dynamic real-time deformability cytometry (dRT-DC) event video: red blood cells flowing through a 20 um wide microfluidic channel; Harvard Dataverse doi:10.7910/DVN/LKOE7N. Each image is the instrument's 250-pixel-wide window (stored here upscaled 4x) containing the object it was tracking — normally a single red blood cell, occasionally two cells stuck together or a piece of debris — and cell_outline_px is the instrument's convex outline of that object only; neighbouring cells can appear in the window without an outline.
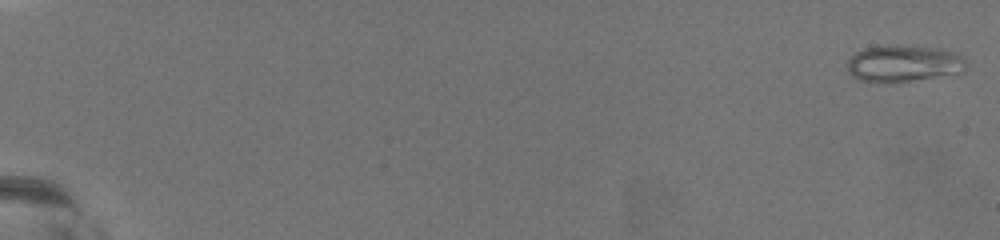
{"species": "common noctule bat (a hibernating species)", "species_latin": "Nyctalus noctula", "temperature_condition": "warm", "stored_images_in_passage": 45, "camera_frame_rate_fps": 3000, "um_per_image_px": 0.085, "animal": {"sex": "female", "body_mass_g": 19.5, "forearm_length_mm": 54.1}, "frame": {"image": 1, "passage_image": 1, "time_ms": 0.0, "image_size_px": [1000, 240], "cell_outline_px": [[964, 72], [908, 80], [860, 80], [852, 76], [848, 72], [848, 60], [856, 52], [864, 48], [884, 44], [896, 44], [940, 48], [964, 56]], "centroid_in_image_um": [76.8, 5.33], "position_along_channel_um": 8.2, "area_um2": 24.91}}
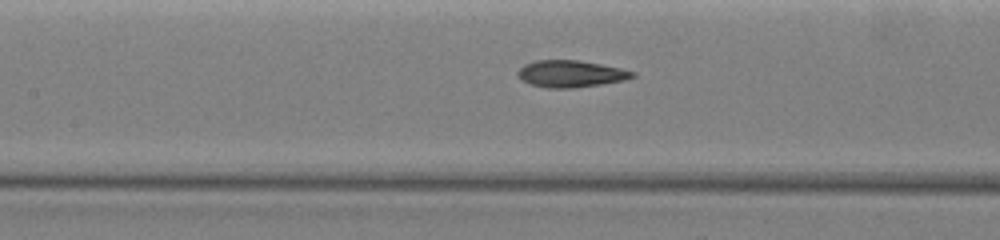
{"frame": {"image": 2, "passage_image": 36, "time_ms": 11.667, "image_size_px": [1000, 240], "cell_outline_px": [[636, 76], [624, 80], [600, 84], [572, 88], [548, 88], [532, 84], [520, 80], [516, 72], [524, 64], [536, 60], [576, 60], [600, 64], [620, 68], [636, 72]], "centroid_in_image_um": [48.49, 6.27], "position_along_channel_um": 158.9, "area_um2": 17.86}}
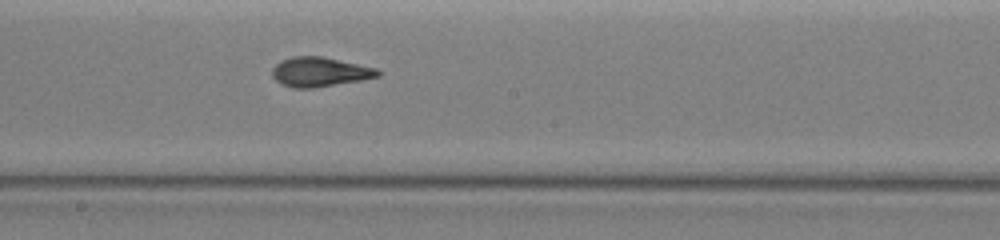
{"frame": {"image": 3, "passage_image": 42, "time_ms": 13.667, "image_size_px": [1000, 240], "cell_outline_px": [[384, 72], [380, 76], [360, 80], [312, 88], [292, 88], [280, 84], [272, 76], [272, 68], [280, 60], [292, 56], [324, 56], [376, 68]], "centroid_in_image_um": [27.17, 6.1], "position_along_channel_um": 221.0, "area_um2": 18.32}}